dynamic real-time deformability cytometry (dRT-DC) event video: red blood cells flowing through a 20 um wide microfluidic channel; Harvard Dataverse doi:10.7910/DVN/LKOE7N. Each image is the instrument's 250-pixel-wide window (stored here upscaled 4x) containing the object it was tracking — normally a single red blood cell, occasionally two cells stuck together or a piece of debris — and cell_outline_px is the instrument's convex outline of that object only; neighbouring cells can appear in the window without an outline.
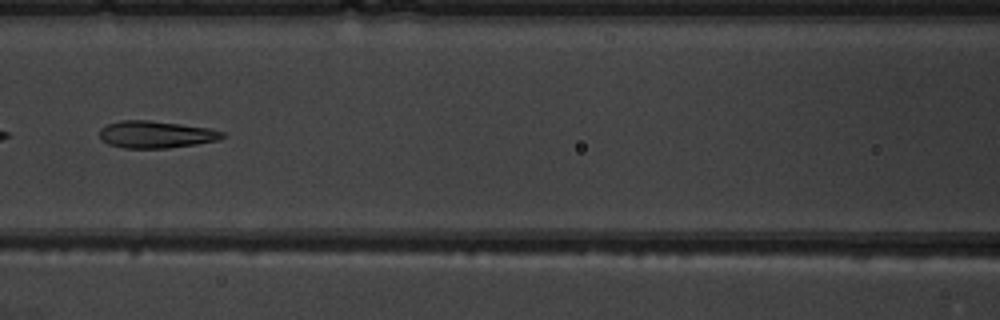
{"species": "common noctule bat (a hibernating species)", "species_latin": "Nyctalus noctula", "temperature_condition": "warm", "stored_images_in_passage": 10, "camera_frame_rate_fps": 3000, "um_per_image_px": 0.085, "animal": {"sex": "male", "body_mass_g": 19.5, "forearm_length_mm": 54.6}, "frame": {"image": 1, "passage_image": 6, "time_ms": 7.0, "image_size_px": [1000, 320], "cell_outline_px": [[224, 136], [220, 140], [196, 144], [168, 148], [124, 148], [108, 144], [100, 140], [100, 128], [108, 124], [120, 120], [148, 120], [180, 124], [208, 128], [224, 132]], "centroid_in_image_um": [13.23, 11.43], "position_along_channel_um": 153.4, "area_um2": 19.42}}
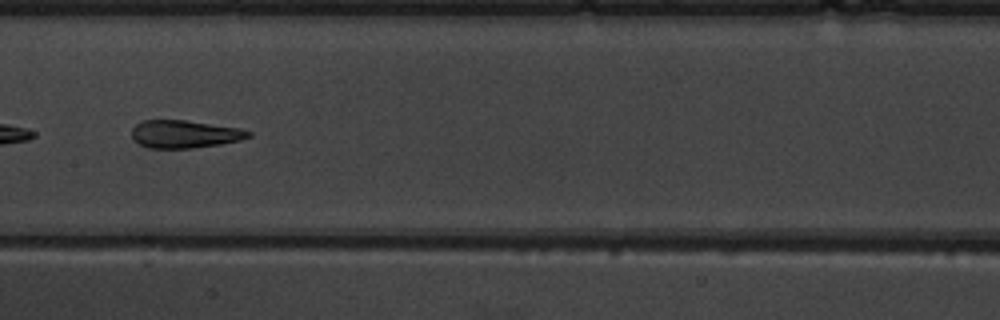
{"frame": {"image": 2, "passage_image": 7, "time_ms": 8.0, "image_size_px": [1000, 320], "cell_outline_px": [[252, 136], [240, 140], [220, 144], [192, 148], [148, 148], [132, 140], [132, 128], [140, 120], [184, 120], [240, 128], [252, 132]], "centroid_in_image_um": [15.67, 11.4], "position_along_channel_um": 191.7, "area_um2": 18.96}}
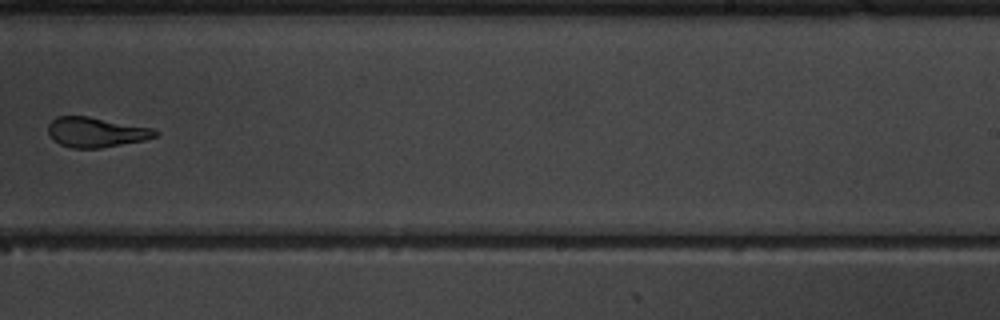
{"frame": {"image": 3, "passage_image": 9, "time_ms": 10.333, "image_size_px": [1000, 320], "cell_outline_px": [[160, 132], [156, 136], [144, 140], [100, 148], [72, 148], [60, 144], [48, 132], [48, 124], [56, 116], [88, 116], [152, 128]], "centroid_in_image_um": [8.16, 11.23], "position_along_channel_um": 280.8, "area_um2": 18.5}}